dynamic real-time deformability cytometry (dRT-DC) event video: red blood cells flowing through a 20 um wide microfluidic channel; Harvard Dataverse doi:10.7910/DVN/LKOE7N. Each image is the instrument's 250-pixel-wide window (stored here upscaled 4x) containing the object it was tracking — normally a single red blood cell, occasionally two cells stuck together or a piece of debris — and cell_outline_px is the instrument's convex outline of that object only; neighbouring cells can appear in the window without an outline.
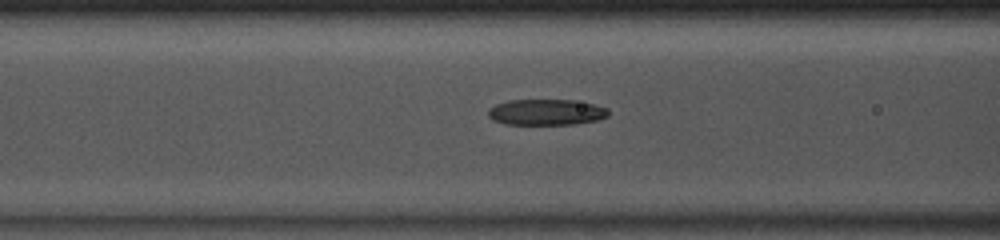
{"species": "common noctule bat (a hibernating species)", "species_latin": "Nyctalus noctula", "temperature_condition": "room temperature", "stored_images_in_passage": 35, "camera_frame_rate_fps": 3000, "um_per_image_px": 0.085, "animal": {"sex": "male", "body_mass_g": 13.0, "forearm_length_mm": 53.1}, "frame": {"image": 1, "passage_image": 6, "time_ms": 1.667, "image_size_px": [1000, 240], "cell_outline_px": [[608, 116], [596, 120], [572, 124], [504, 124], [492, 120], [488, 116], [488, 108], [496, 104], [508, 100], [572, 100], [592, 104], [608, 108]], "centroid_in_image_um": [46.38, 9.53], "position_along_channel_um": 120.2, "area_um2": 18.09}}
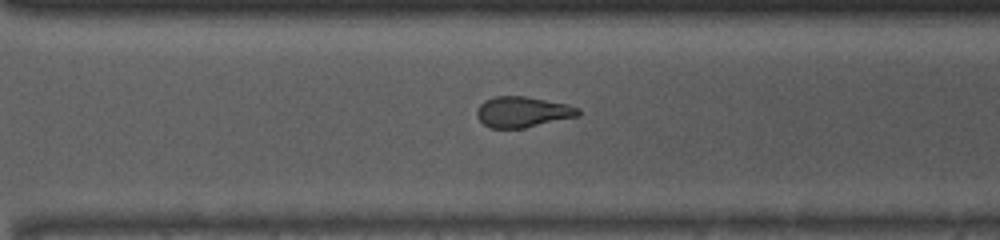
{"frame": {"image": 2, "passage_image": 21, "time_ms": 6.667, "image_size_px": [1000, 240], "cell_outline_px": [[580, 116], [524, 128], [488, 128], [476, 116], [476, 112], [480, 104], [484, 100], [496, 96], [524, 96], [568, 104], [580, 108]], "centroid_in_image_um": [44.43, 9.52], "position_along_channel_um": 326.2, "area_um2": 18.26}}
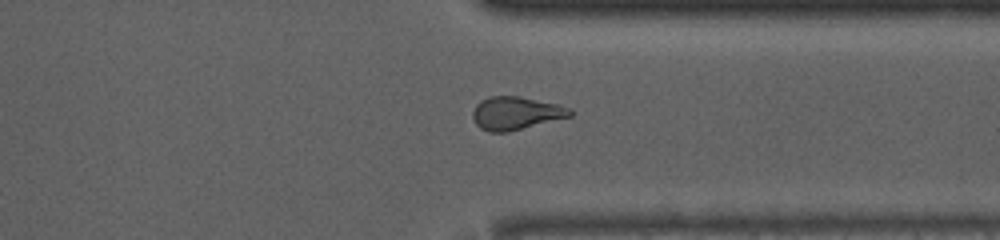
{"frame": {"image": 3, "passage_image": 24, "time_ms": 7.667, "image_size_px": [1000, 240], "cell_outline_px": [[572, 116], [508, 132], [488, 132], [480, 128], [476, 124], [472, 116], [472, 112], [476, 104], [480, 100], [488, 96], [520, 96], [556, 104], [572, 108]], "centroid_in_image_um": [43.83, 9.62], "position_along_channel_um": 367.6, "area_um2": 18.84}, "authors_computed_cell_mechanics": {"area_um2": 18.4382, "velocity_mm_per_s": 4.1292, "shape_relaxation_time_tau1_ms": 3.9029, "shape_relaxation_time_tau2_ms": 3.3609, "deformation_change_tau1": 0.1595, "deformation_change_tau2": 0.1189}}